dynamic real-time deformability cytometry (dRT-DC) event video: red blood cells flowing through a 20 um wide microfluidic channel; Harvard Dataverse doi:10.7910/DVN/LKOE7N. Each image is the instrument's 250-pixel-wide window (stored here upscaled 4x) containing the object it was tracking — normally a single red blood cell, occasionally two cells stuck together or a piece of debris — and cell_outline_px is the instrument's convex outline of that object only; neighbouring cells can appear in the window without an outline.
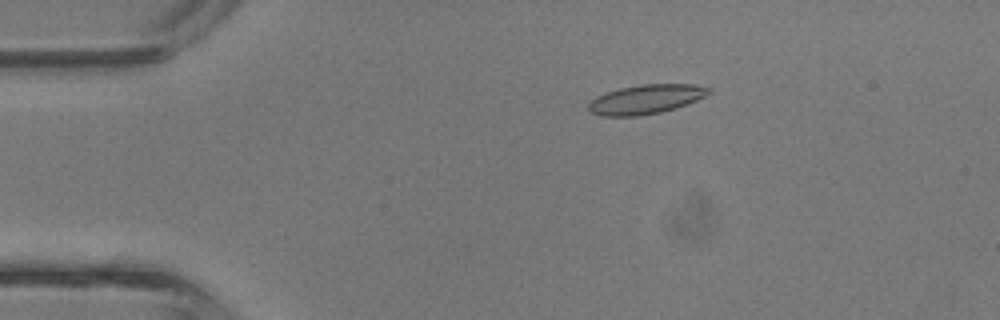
{"species": "common noctule bat (a hibernating species)", "species_latin": "Nyctalus noctula", "temperature_condition": "room temperature", "stored_images_in_passage": 2, "camera_frame_rate_fps": 3000, "um_per_image_px": 0.085, "animal": {"sex": "male", "body_mass_g": 13.3}, "frame": {"image": 1, "passage_image": 1, "time_ms": 0.0, "image_size_px": [1000, 320], "cell_outline_px": [[712, 92], [688, 104], [676, 108], [660, 112], [640, 116], [600, 116], [592, 112], [588, 108], [588, 104], [596, 96], [604, 92], [620, 88], [640, 84], [692, 84], [712, 88]], "centroid_in_image_um": [54.9, 8.43], "position_along_channel_um": 30.1, "area_um2": 20.63}}